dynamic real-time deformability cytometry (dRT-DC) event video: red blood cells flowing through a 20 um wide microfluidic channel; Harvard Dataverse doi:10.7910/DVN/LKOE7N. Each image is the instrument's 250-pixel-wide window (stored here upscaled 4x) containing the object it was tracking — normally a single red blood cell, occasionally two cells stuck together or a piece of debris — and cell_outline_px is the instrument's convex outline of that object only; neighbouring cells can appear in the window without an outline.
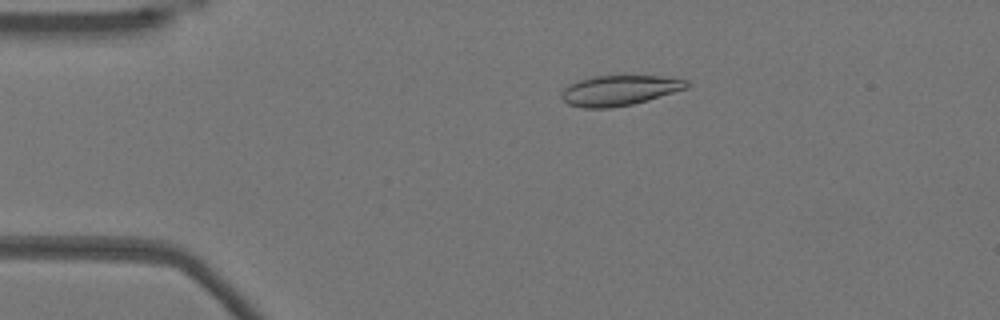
{"species": "Egyptian fruit bat (a non-hibernating species)", "species_latin": "Rousettus aegyptiacus", "temperature_condition": "warm", "stored_images_in_passage": 25, "camera_frame_rate_fps": 3000, "um_per_image_px": 0.085, "animal": {"sex": "female"}, "frame": {"image": 1, "passage_image": 8, "time_ms": 2.333, "image_size_px": [1000, 320], "cell_outline_px": [[688, 88], [648, 100], [632, 104], [608, 108], [584, 108], [568, 104], [560, 96], [560, 92], [568, 84], [592, 76], [672, 76], [688, 80]], "centroid_in_image_um": [52.66, 7.67], "position_along_channel_um": 32.3, "area_um2": 22.2}}
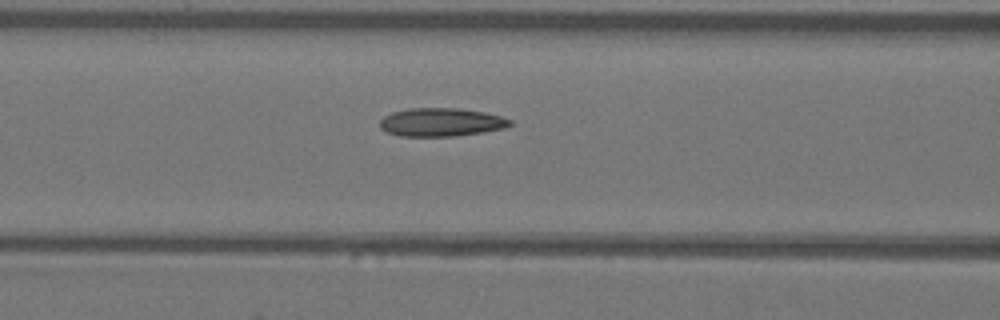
{"frame": {"image": 2, "passage_image": 19, "time_ms": 6.0, "image_size_px": [1000, 320], "cell_outline_px": [[512, 124], [504, 128], [484, 132], [456, 136], [400, 136], [388, 132], [380, 128], [380, 120], [384, 116], [392, 112], [408, 108], [460, 108], [484, 112], [500, 116], [512, 120]], "centroid_in_image_um": [37.5, 10.38], "position_along_channel_um": 129.1, "area_um2": 21.56}}
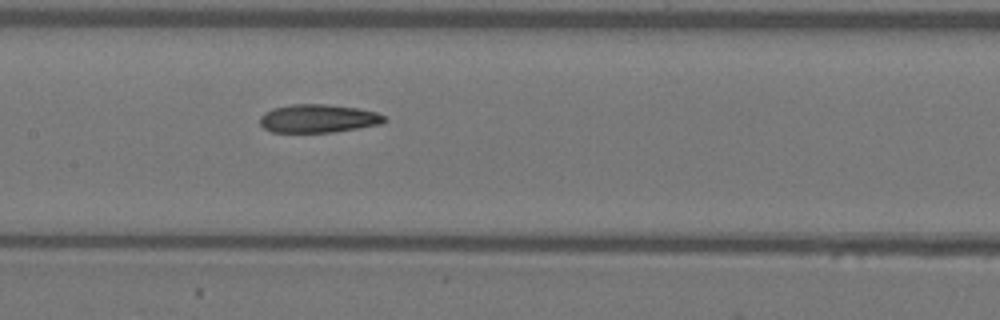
{"frame": {"image": 3, "passage_image": 23, "time_ms": 7.333, "image_size_px": [1000, 320], "cell_outline_px": [[388, 120], [380, 124], [332, 132], [272, 132], [264, 128], [260, 124], [260, 116], [264, 112], [272, 108], [292, 104], [328, 104], [356, 108], [376, 112], [384, 116]], "centroid_in_image_um": [27.01, 10.06], "position_along_channel_um": 180.4, "area_um2": 20.46}}